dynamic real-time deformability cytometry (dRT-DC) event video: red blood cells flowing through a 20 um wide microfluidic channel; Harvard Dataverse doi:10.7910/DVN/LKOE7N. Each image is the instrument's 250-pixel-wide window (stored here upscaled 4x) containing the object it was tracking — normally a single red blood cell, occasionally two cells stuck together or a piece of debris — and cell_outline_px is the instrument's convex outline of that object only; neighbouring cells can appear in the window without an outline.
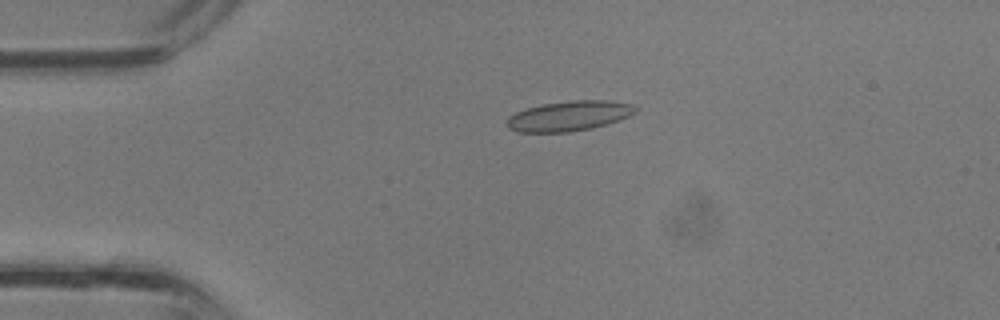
{"species": "common noctule bat (a hibernating species)", "species_latin": "Nyctalus noctula", "temperature_condition": "room temperature", "stored_images_in_passage": 37, "camera_frame_rate_fps": 3000, "um_per_image_px": 0.085, "animal": {"sex": "male", "body_mass_g": 13.3}, "frame": {"image": 1, "passage_image": 8, "time_ms": 2.333, "image_size_px": [1000, 320], "cell_outline_px": [[640, 108], [636, 112], [628, 116], [592, 128], [568, 132], [516, 132], [508, 128], [508, 116], [524, 108], [540, 104], [572, 100], [608, 100], [632, 104]], "centroid_in_image_um": [48.35, 9.84], "position_along_channel_um": 36.7, "area_um2": 22.54}}
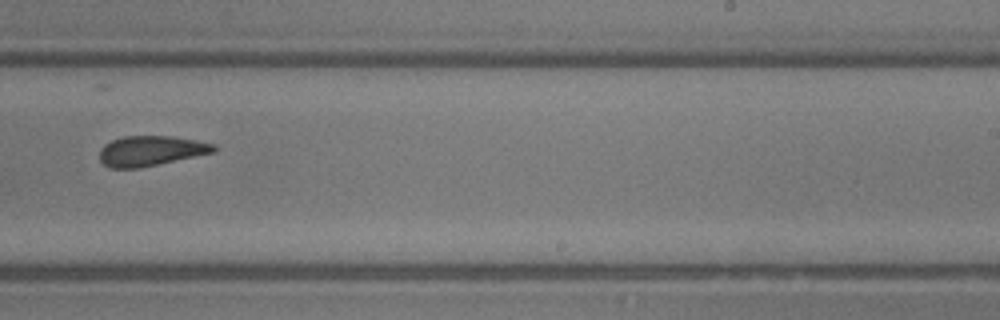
{"frame": {"image": 2, "passage_image": 23, "time_ms": 7.333, "image_size_px": [1000, 320], "cell_outline_px": [[216, 152], [140, 168], [112, 168], [104, 164], [100, 160], [100, 148], [104, 144], [112, 140], [124, 136], [172, 136], [196, 140], [216, 144]], "centroid_in_image_um": [12.84, 12.82], "position_along_channel_um": 276.2, "area_um2": 20.11}}
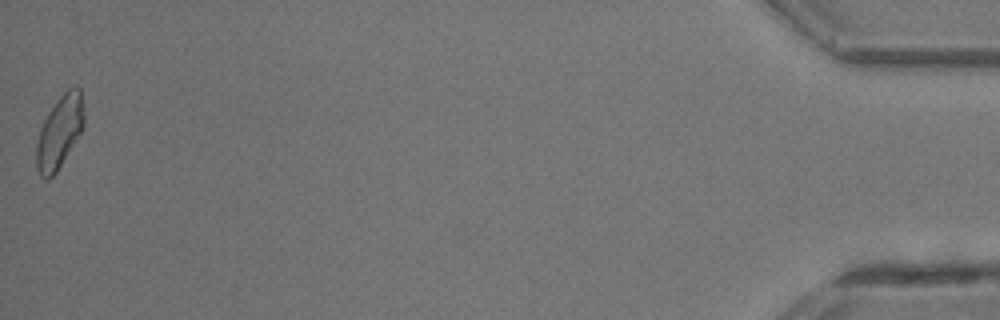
{"frame": {"image": 3, "passage_image": 37, "time_ms": 12.0, "image_size_px": [1000, 320], "cell_outline_px": [[84, 128], [56, 172], [48, 180], [44, 180], [40, 176], [36, 168], [36, 144], [40, 128], [44, 120], [60, 96], [68, 88], [76, 84], [80, 88], [84, 112]], "centroid_in_image_um": [5.07, 11.22], "position_along_channel_um": 430.1, "area_um2": 20.17}}